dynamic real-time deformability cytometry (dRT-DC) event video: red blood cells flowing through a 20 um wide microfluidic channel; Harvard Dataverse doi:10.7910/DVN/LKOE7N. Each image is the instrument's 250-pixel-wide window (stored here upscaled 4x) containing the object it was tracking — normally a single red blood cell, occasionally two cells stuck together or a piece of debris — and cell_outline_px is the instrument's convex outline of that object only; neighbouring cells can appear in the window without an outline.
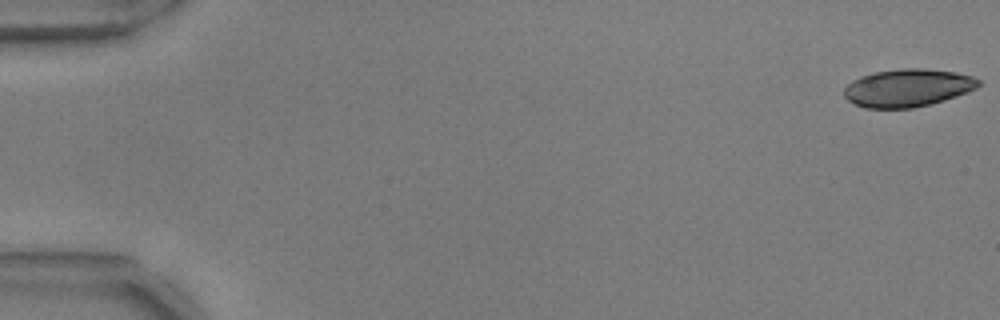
{"species": "common noctule bat (a hibernating species)", "species_latin": "Nyctalus noctula", "temperature_condition": "warm", "stored_images_in_passage": 55, "camera_frame_rate_fps": 3000, "um_per_image_px": 0.085, "animal": {"sex": "male", "body_mass_g": 17.9, "forearm_length_mm": 54.2}, "frame": {"image": 1, "passage_image": 1, "time_ms": 0.0, "image_size_px": [1000, 320], "cell_outline_px": [[980, 84], [976, 88], [968, 92], [944, 100], [912, 108], [864, 108], [848, 100], [844, 96], [844, 88], [852, 80], [860, 76], [872, 72], [900, 68], [924, 68], [956, 72], [972, 76], [980, 80]], "centroid_in_image_um": [77.14, 7.45], "position_along_channel_um": 7.9, "area_um2": 29.71}}
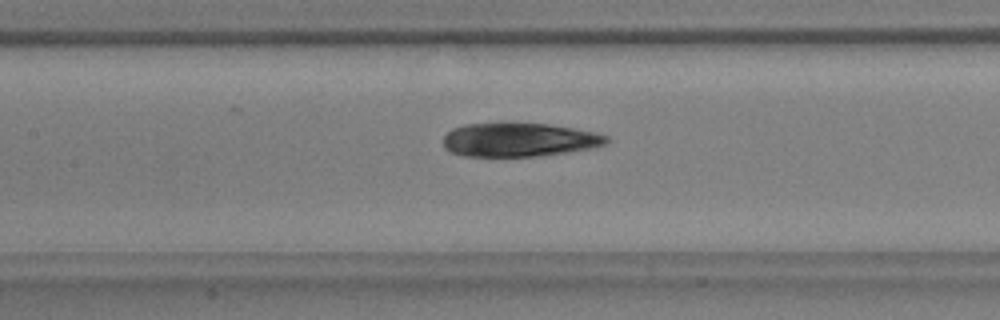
{"frame": {"image": 2, "passage_image": 26, "time_ms": 8.333, "image_size_px": [1000, 320], "cell_outline_px": [[608, 140], [604, 144], [588, 148], [564, 152], [536, 156], [464, 156], [452, 152], [444, 148], [444, 136], [452, 128], [464, 124], [508, 120], [548, 124], [596, 132], [608, 136]], "centroid_in_image_um": [44.05, 11.83], "position_along_channel_um": 163.4, "area_um2": 32.71}}
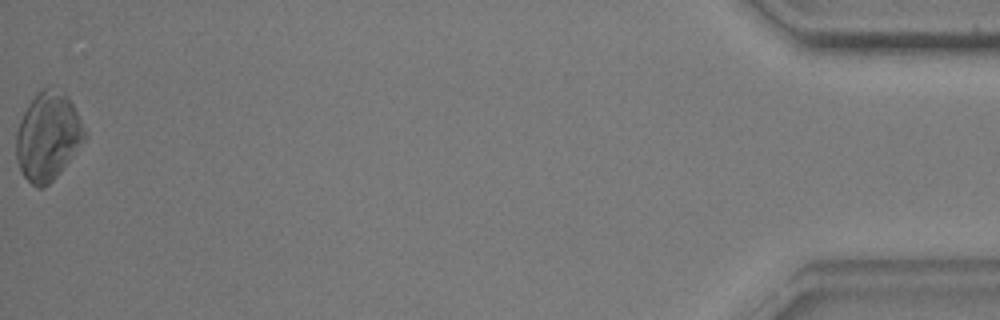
{"frame": {"image": 3, "passage_image": 55, "time_ms": 18.0, "image_size_px": [1000, 320], "cell_outline_px": [[88, 136], [60, 172], [44, 188], [36, 188], [20, 172], [16, 160], [16, 132], [20, 120], [28, 104], [48, 84], [64, 92], [68, 96]], "centroid_in_image_um": [4.06, 11.6], "position_along_channel_um": 431.1, "area_um2": 35.08}}